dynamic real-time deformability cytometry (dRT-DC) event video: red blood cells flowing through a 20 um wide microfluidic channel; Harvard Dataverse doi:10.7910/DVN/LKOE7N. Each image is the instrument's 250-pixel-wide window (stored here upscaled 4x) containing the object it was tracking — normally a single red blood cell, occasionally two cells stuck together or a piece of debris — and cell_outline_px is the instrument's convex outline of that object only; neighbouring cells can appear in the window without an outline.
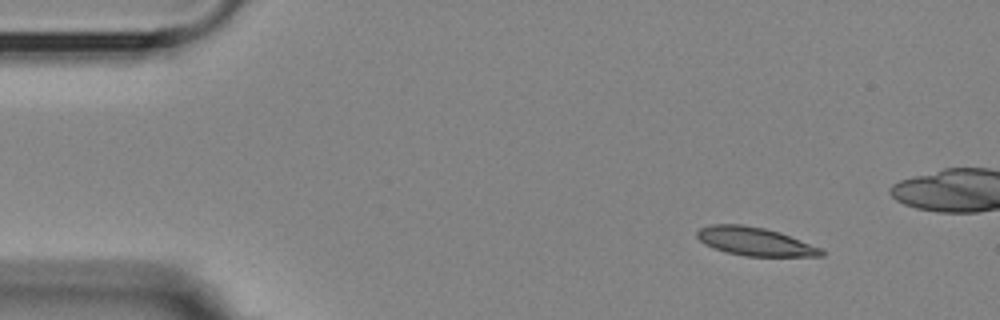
{"species": "Egyptian fruit bat (a non-hibernating species)", "species_latin": "Rousettus aegyptiacus", "temperature_condition": "room temperature", "stored_images_in_passage": 6, "camera_frame_rate_fps": 3000, "um_per_image_px": 0.085, "animal": {"sex": "female"}, "frame": {"image": 1, "passage_image": 1, "time_ms": 0.0, "image_size_px": [1000, 320], "cell_outline_px": [[824, 256], [744, 256], [728, 252], [704, 244], [696, 236], [696, 232], [700, 228], [712, 224], [744, 224], [764, 228], [780, 232], [820, 248], [824, 252]], "centroid_in_image_um": [64.15, 20.51], "position_along_channel_um": 20.9, "area_um2": 20.35}}
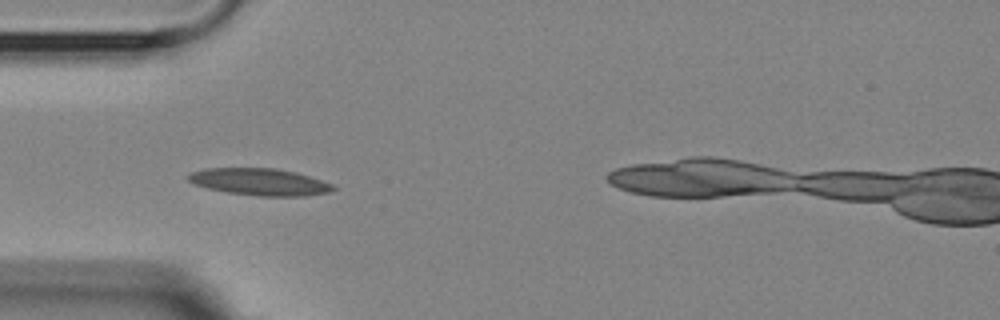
{"frame": {"image": 2, "passage_image": 4, "time_ms": 3.333, "image_size_px": [1000, 320], "cell_outline_px": [[336, 188], [328, 192], [304, 196], [260, 196], [228, 192], [208, 188], [192, 184], [184, 176], [188, 172], [204, 168], [276, 168], [296, 172], [332, 184]], "centroid_in_image_um": [21.99, 15.45], "position_along_channel_um": 63.0, "area_um2": 22.83}}
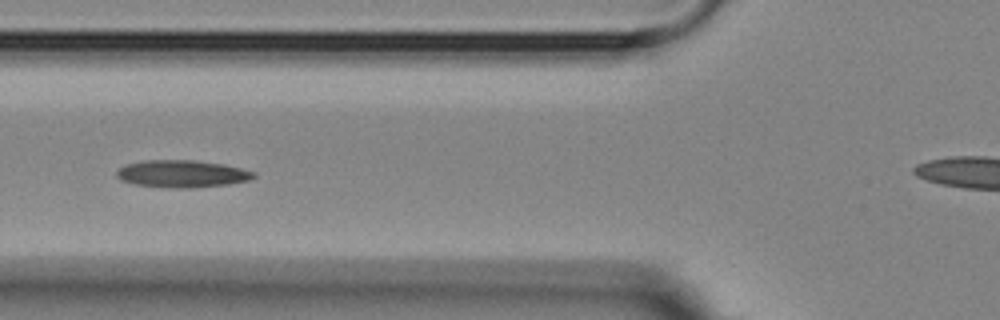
{"frame": {"image": 3, "passage_image": 5, "time_ms": 4.667, "image_size_px": [1000, 320], "cell_outline_px": [[256, 176], [252, 180], [228, 184], [192, 188], [172, 188], [136, 184], [120, 180], [116, 176], [116, 172], [124, 164], [144, 160], [196, 160], [224, 164], [256, 172]], "centroid_in_image_um": [15.49, 14.77], "position_along_channel_um": 110.3, "area_um2": 21.96}}